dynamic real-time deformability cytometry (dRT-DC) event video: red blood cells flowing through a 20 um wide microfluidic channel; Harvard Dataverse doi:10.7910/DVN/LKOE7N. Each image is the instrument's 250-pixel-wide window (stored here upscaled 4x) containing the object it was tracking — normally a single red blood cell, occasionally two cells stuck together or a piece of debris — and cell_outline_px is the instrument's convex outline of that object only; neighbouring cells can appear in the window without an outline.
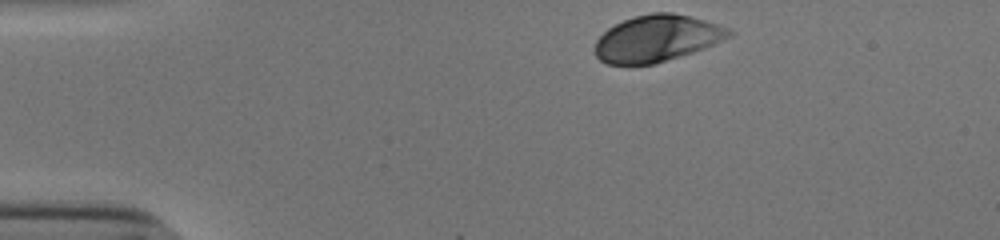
{"species": "human", "species_latin": "Homo sapiens", "temperature_condition": "cold", "stored_images_in_passage": 35, "camera_frame_rate_fps": 3000, "um_per_image_px": 0.085, "donor": {"sex": "male"}, "frame": {"image": 1, "passage_image": 1, "time_ms": 0.0, "image_size_px": [1000, 240], "cell_outline_px": [[732, 36], [692, 52], [656, 64], [608, 64], [600, 60], [596, 56], [596, 40], [608, 28], [632, 16], [652, 12], [672, 12], [704, 20], [728, 28], [732, 32]], "centroid_in_image_um": [55.82, 3.26], "position_along_channel_um": 29.2, "area_um2": 36.01}}
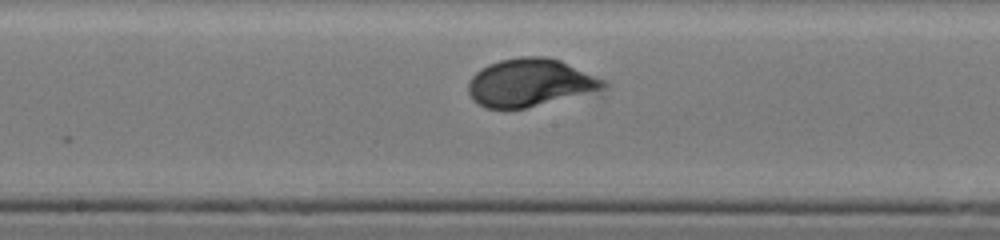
{"frame": {"image": 2, "passage_image": 20, "time_ms": 6.333, "image_size_px": [1000, 240], "cell_outline_px": [[608, 88], [524, 108], [484, 108], [472, 100], [468, 92], [468, 80], [480, 68], [488, 64], [500, 60], [520, 56], [544, 56], [560, 60], [608, 80]], "centroid_in_image_um": [45.06, 7.01], "position_along_channel_um": 203.1, "area_um2": 37.8}}
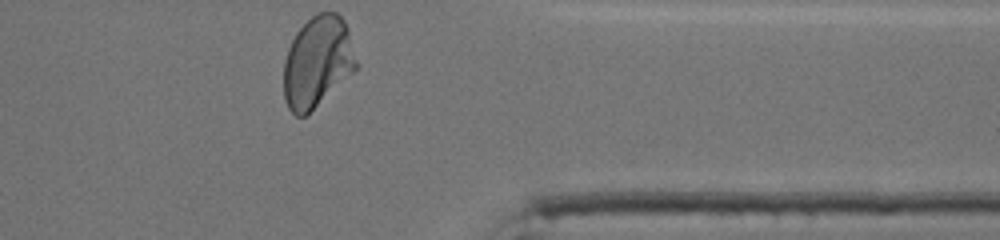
{"frame": {"image": 3, "passage_image": 35, "time_ms": 11.333, "image_size_px": [1000, 240], "cell_outline_px": [[360, 64], [352, 72], [304, 116], [296, 116], [288, 108], [284, 100], [284, 60], [288, 48], [296, 32], [316, 12], [336, 12], [344, 20], [348, 28]], "centroid_in_image_um": [26.99, 5.22], "position_along_channel_um": 384.4, "area_um2": 38.32}, "authors_computed_cell_mechanics": {"area_um2": 36.8764, "velocity_mm_per_s": 3.8184, "shape_relaxation_time_tau1_ms": 2.9894, "shape_relaxation_time_tau2_ms": null, "deformation_change_tau1": 0.1626, "deformation_change_tau2": null}}